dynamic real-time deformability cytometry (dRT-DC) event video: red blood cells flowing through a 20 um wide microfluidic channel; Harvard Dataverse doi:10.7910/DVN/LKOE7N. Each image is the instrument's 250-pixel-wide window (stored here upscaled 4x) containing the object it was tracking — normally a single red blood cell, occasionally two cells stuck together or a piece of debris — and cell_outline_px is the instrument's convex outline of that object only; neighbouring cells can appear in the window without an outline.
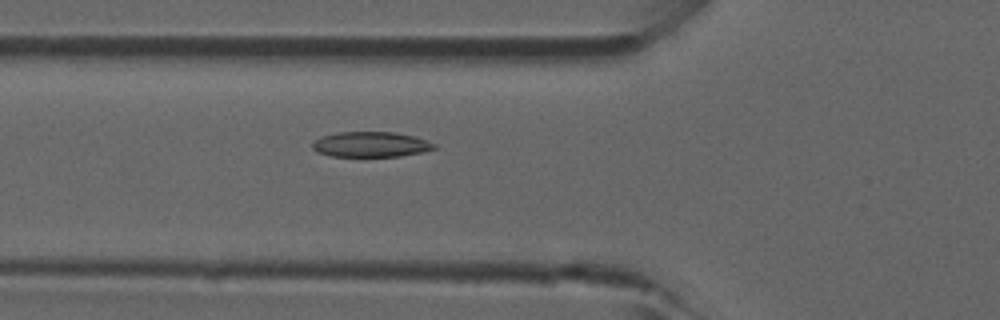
{"species": "common noctule bat (a hibernating species)", "species_latin": "Nyctalus noctula", "temperature_condition": "room temperature", "stored_images_in_passage": 41, "camera_frame_rate_fps": 3000, "um_per_image_px": 0.085, "animal": {"sex": "male", "forearm_length_mm": 52.5}, "frame": {"image": 1, "passage_image": 12, "time_ms": 3.667, "image_size_px": [1000, 320], "cell_outline_px": [[436, 148], [424, 152], [400, 156], [332, 156], [316, 152], [312, 148], [312, 144], [320, 136], [336, 132], [392, 132], [412, 136], [436, 144]], "centroid_in_image_um": [31.48, 12.28], "position_along_channel_um": 94.3, "area_um2": 17.86}}